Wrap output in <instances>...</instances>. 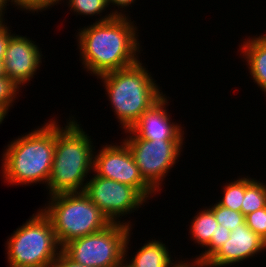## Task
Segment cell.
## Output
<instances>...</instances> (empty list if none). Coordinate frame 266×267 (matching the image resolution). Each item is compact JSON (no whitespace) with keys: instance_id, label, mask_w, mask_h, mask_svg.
<instances>
[{"instance_id":"cell-1","label":"cell","mask_w":266,"mask_h":267,"mask_svg":"<svg viewBox=\"0 0 266 267\" xmlns=\"http://www.w3.org/2000/svg\"><path fill=\"white\" fill-rule=\"evenodd\" d=\"M77 30L80 61L90 75L99 77L141 61L138 27L130 16H115Z\"/></svg>"},{"instance_id":"cell-5","label":"cell","mask_w":266,"mask_h":267,"mask_svg":"<svg viewBox=\"0 0 266 267\" xmlns=\"http://www.w3.org/2000/svg\"><path fill=\"white\" fill-rule=\"evenodd\" d=\"M49 197L41 210L50 219L61 248L111 224L84 192L59 193Z\"/></svg>"},{"instance_id":"cell-19","label":"cell","mask_w":266,"mask_h":267,"mask_svg":"<svg viewBox=\"0 0 266 267\" xmlns=\"http://www.w3.org/2000/svg\"><path fill=\"white\" fill-rule=\"evenodd\" d=\"M224 196L218 200L221 206L234 211H240L245 194V177H238L236 180L226 182L223 186Z\"/></svg>"},{"instance_id":"cell-33","label":"cell","mask_w":266,"mask_h":267,"mask_svg":"<svg viewBox=\"0 0 266 267\" xmlns=\"http://www.w3.org/2000/svg\"><path fill=\"white\" fill-rule=\"evenodd\" d=\"M5 117H6V116H5L2 112H0V124L3 123Z\"/></svg>"},{"instance_id":"cell-31","label":"cell","mask_w":266,"mask_h":267,"mask_svg":"<svg viewBox=\"0 0 266 267\" xmlns=\"http://www.w3.org/2000/svg\"><path fill=\"white\" fill-rule=\"evenodd\" d=\"M115 267H131V266L128 264V262H126L125 260H123L121 263H119Z\"/></svg>"},{"instance_id":"cell-16","label":"cell","mask_w":266,"mask_h":267,"mask_svg":"<svg viewBox=\"0 0 266 267\" xmlns=\"http://www.w3.org/2000/svg\"><path fill=\"white\" fill-rule=\"evenodd\" d=\"M196 214L191 219L189 233L191 234L192 241L204 248L210 242L211 237L215 236L219 223L209 207L201 209Z\"/></svg>"},{"instance_id":"cell-15","label":"cell","mask_w":266,"mask_h":267,"mask_svg":"<svg viewBox=\"0 0 266 267\" xmlns=\"http://www.w3.org/2000/svg\"><path fill=\"white\" fill-rule=\"evenodd\" d=\"M131 231L127 237L124 249V260L129 262L128 264L131 267H168L170 262L172 261L171 252L169 251L168 247L162 240H149L141 248L138 249L136 254L128 258V250L131 237ZM129 261H127V260Z\"/></svg>"},{"instance_id":"cell-25","label":"cell","mask_w":266,"mask_h":267,"mask_svg":"<svg viewBox=\"0 0 266 267\" xmlns=\"http://www.w3.org/2000/svg\"><path fill=\"white\" fill-rule=\"evenodd\" d=\"M5 20L0 21V61H4L8 41L13 35Z\"/></svg>"},{"instance_id":"cell-23","label":"cell","mask_w":266,"mask_h":267,"mask_svg":"<svg viewBox=\"0 0 266 267\" xmlns=\"http://www.w3.org/2000/svg\"><path fill=\"white\" fill-rule=\"evenodd\" d=\"M62 0H12V5L17 9L28 13H38L50 9V7L60 4Z\"/></svg>"},{"instance_id":"cell-2","label":"cell","mask_w":266,"mask_h":267,"mask_svg":"<svg viewBox=\"0 0 266 267\" xmlns=\"http://www.w3.org/2000/svg\"><path fill=\"white\" fill-rule=\"evenodd\" d=\"M74 117L75 115H70L65 127H61L55 118V151L46 187L50 196L84 192L87 175L93 173L95 146L91 136H88Z\"/></svg>"},{"instance_id":"cell-10","label":"cell","mask_w":266,"mask_h":267,"mask_svg":"<svg viewBox=\"0 0 266 267\" xmlns=\"http://www.w3.org/2000/svg\"><path fill=\"white\" fill-rule=\"evenodd\" d=\"M119 143L102 145L99 152H94L93 172L102 178L135 187L150 200L157 192L142 177L127 144L123 140Z\"/></svg>"},{"instance_id":"cell-30","label":"cell","mask_w":266,"mask_h":267,"mask_svg":"<svg viewBox=\"0 0 266 267\" xmlns=\"http://www.w3.org/2000/svg\"><path fill=\"white\" fill-rule=\"evenodd\" d=\"M3 62L4 61H0V77L5 76Z\"/></svg>"},{"instance_id":"cell-14","label":"cell","mask_w":266,"mask_h":267,"mask_svg":"<svg viewBox=\"0 0 266 267\" xmlns=\"http://www.w3.org/2000/svg\"><path fill=\"white\" fill-rule=\"evenodd\" d=\"M239 50L247 62L248 73L257 87L266 95V34L244 39Z\"/></svg>"},{"instance_id":"cell-21","label":"cell","mask_w":266,"mask_h":267,"mask_svg":"<svg viewBox=\"0 0 266 267\" xmlns=\"http://www.w3.org/2000/svg\"><path fill=\"white\" fill-rule=\"evenodd\" d=\"M17 87L6 75L0 77V112L7 116L13 103L16 102L17 94H20Z\"/></svg>"},{"instance_id":"cell-28","label":"cell","mask_w":266,"mask_h":267,"mask_svg":"<svg viewBox=\"0 0 266 267\" xmlns=\"http://www.w3.org/2000/svg\"><path fill=\"white\" fill-rule=\"evenodd\" d=\"M50 267H88V266L74 262L63 251H61L54 260V262L50 265Z\"/></svg>"},{"instance_id":"cell-22","label":"cell","mask_w":266,"mask_h":267,"mask_svg":"<svg viewBox=\"0 0 266 267\" xmlns=\"http://www.w3.org/2000/svg\"><path fill=\"white\" fill-rule=\"evenodd\" d=\"M230 233L229 229L219 224L215 236L211 237L210 242L204 247L205 251L198 256L208 260L230 238Z\"/></svg>"},{"instance_id":"cell-27","label":"cell","mask_w":266,"mask_h":267,"mask_svg":"<svg viewBox=\"0 0 266 267\" xmlns=\"http://www.w3.org/2000/svg\"><path fill=\"white\" fill-rule=\"evenodd\" d=\"M107 1V5L108 7H110L111 5H114V9L112 11H110L114 16H129L128 14H126L125 12H128L126 10H128V6L130 7L131 4L135 3L136 0H106ZM111 4V5H110ZM117 6L118 9H116L115 7ZM120 8V9H119ZM124 8V10H123ZM116 9V10H115ZM119 10V11H118ZM123 11V12H122Z\"/></svg>"},{"instance_id":"cell-32","label":"cell","mask_w":266,"mask_h":267,"mask_svg":"<svg viewBox=\"0 0 266 267\" xmlns=\"http://www.w3.org/2000/svg\"><path fill=\"white\" fill-rule=\"evenodd\" d=\"M262 250L263 252L266 251V235L262 238Z\"/></svg>"},{"instance_id":"cell-3","label":"cell","mask_w":266,"mask_h":267,"mask_svg":"<svg viewBox=\"0 0 266 267\" xmlns=\"http://www.w3.org/2000/svg\"><path fill=\"white\" fill-rule=\"evenodd\" d=\"M24 134L5 146L2 178L10 185L42 183L47 187L55 151V119Z\"/></svg>"},{"instance_id":"cell-34","label":"cell","mask_w":266,"mask_h":267,"mask_svg":"<svg viewBox=\"0 0 266 267\" xmlns=\"http://www.w3.org/2000/svg\"><path fill=\"white\" fill-rule=\"evenodd\" d=\"M9 267H37V266H19V265H8Z\"/></svg>"},{"instance_id":"cell-6","label":"cell","mask_w":266,"mask_h":267,"mask_svg":"<svg viewBox=\"0 0 266 267\" xmlns=\"http://www.w3.org/2000/svg\"><path fill=\"white\" fill-rule=\"evenodd\" d=\"M10 265L50 267L62 251L50 219L38 209L6 241Z\"/></svg>"},{"instance_id":"cell-4","label":"cell","mask_w":266,"mask_h":267,"mask_svg":"<svg viewBox=\"0 0 266 267\" xmlns=\"http://www.w3.org/2000/svg\"><path fill=\"white\" fill-rule=\"evenodd\" d=\"M142 64L139 61L127 68L96 77L102 80L112 111L124 131L130 129L145 111L165 95L151 72Z\"/></svg>"},{"instance_id":"cell-17","label":"cell","mask_w":266,"mask_h":267,"mask_svg":"<svg viewBox=\"0 0 266 267\" xmlns=\"http://www.w3.org/2000/svg\"><path fill=\"white\" fill-rule=\"evenodd\" d=\"M245 176V194L241 212L244 216L266 207V184L260 179Z\"/></svg>"},{"instance_id":"cell-24","label":"cell","mask_w":266,"mask_h":267,"mask_svg":"<svg viewBox=\"0 0 266 267\" xmlns=\"http://www.w3.org/2000/svg\"><path fill=\"white\" fill-rule=\"evenodd\" d=\"M245 222L262 239L266 235V207L246 215Z\"/></svg>"},{"instance_id":"cell-8","label":"cell","mask_w":266,"mask_h":267,"mask_svg":"<svg viewBox=\"0 0 266 267\" xmlns=\"http://www.w3.org/2000/svg\"><path fill=\"white\" fill-rule=\"evenodd\" d=\"M123 141L129 147L144 180L158 193L168 172L179 162L184 140H145L131 129ZM130 134V135H129Z\"/></svg>"},{"instance_id":"cell-9","label":"cell","mask_w":266,"mask_h":267,"mask_svg":"<svg viewBox=\"0 0 266 267\" xmlns=\"http://www.w3.org/2000/svg\"><path fill=\"white\" fill-rule=\"evenodd\" d=\"M84 193L97 205L111 223H123L130 227V221L121 218L138 211L148 200L135 188L108 178H102L95 173L87 179ZM121 216V217H120ZM120 218V219H119Z\"/></svg>"},{"instance_id":"cell-18","label":"cell","mask_w":266,"mask_h":267,"mask_svg":"<svg viewBox=\"0 0 266 267\" xmlns=\"http://www.w3.org/2000/svg\"><path fill=\"white\" fill-rule=\"evenodd\" d=\"M64 2V0H62ZM68 3V8H70V11L75 12L78 15H84V16H99L100 19L96 22H104L107 20H110L114 18L115 16L110 12L109 14L104 15L103 17L101 16L103 12L108 10L107 8V1L106 0H66ZM99 14V15H98Z\"/></svg>"},{"instance_id":"cell-20","label":"cell","mask_w":266,"mask_h":267,"mask_svg":"<svg viewBox=\"0 0 266 267\" xmlns=\"http://www.w3.org/2000/svg\"><path fill=\"white\" fill-rule=\"evenodd\" d=\"M215 215L216 221L229 229L234 230L236 226H240L245 222V216L240 211H234L224 206H221L218 202L209 206Z\"/></svg>"},{"instance_id":"cell-13","label":"cell","mask_w":266,"mask_h":267,"mask_svg":"<svg viewBox=\"0 0 266 267\" xmlns=\"http://www.w3.org/2000/svg\"><path fill=\"white\" fill-rule=\"evenodd\" d=\"M167 98L165 94L130 128L139 138L151 141L184 140V127L171 121V115L166 107L169 105Z\"/></svg>"},{"instance_id":"cell-26","label":"cell","mask_w":266,"mask_h":267,"mask_svg":"<svg viewBox=\"0 0 266 267\" xmlns=\"http://www.w3.org/2000/svg\"><path fill=\"white\" fill-rule=\"evenodd\" d=\"M195 257L193 258L192 262L185 260L182 261V259L180 261L175 260V262H173L174 260H172L168 267H211L207 259H204L203 257H199L197 255Z\"/></svg>"},{"instance_id":"cell-29","label":"cell","mask_w":266,"mask_h":267,"mask_svg":"<svg viewBox=\"0 0 266 267\" xmlns=\"http://www.w3.org/2000/svg\"><path fill=\"white\" fill-rule=\"evenodd\" d=\"M9 2H11V3H9ZM7 3L11 4V6H12V0H0V18L2 20L6 19V18H4V15H5V11L7 10L6 8L9 5Z\"/></svg>"},{"instance_id":"cell-11","label":"cell","mask_w":266,"mask_h":267,"mask_svg":"<svg viewBox=\"0 0 266 267\" xmlns=\"http://www.w3.org/2000/svg\"><path fill=\"white\" fill-rule=\"evenodd\" d=\"M40 47L29 37L13 33L3 62L5 75L19 88L26 86L42 65Z\"/></svg>"},{"instance_id":"cell-12","label":"cell","mask_w":266,"mask_h":267,"mask_svg":"<svg viewBox=\"0 0 266 267\" xmlns=\"http://www.w3.org/2000/svg\"><path fill=\"white\" fill-rule=\"evenodd\" d=\"M261 252L262 239L244 222L231 231L230 238L208 261L211 267H227L252 259Z\"/></svg>"},{"instance_id":"cell-7","label":"cell","mask_w":266,"mask_h":267,"mask_svg":"<svg viewBox=\"0 0 266 267\" xmlns=\"http://www.w3.org/2000/svg\"><path fill=\"white\" fill-rule=\"evenodd\" d=\"M132 227L111 223L102 231L68 242L62 251L74 262L88 267H115L124 260V249Z\"/></svg>"}]
</instances>
